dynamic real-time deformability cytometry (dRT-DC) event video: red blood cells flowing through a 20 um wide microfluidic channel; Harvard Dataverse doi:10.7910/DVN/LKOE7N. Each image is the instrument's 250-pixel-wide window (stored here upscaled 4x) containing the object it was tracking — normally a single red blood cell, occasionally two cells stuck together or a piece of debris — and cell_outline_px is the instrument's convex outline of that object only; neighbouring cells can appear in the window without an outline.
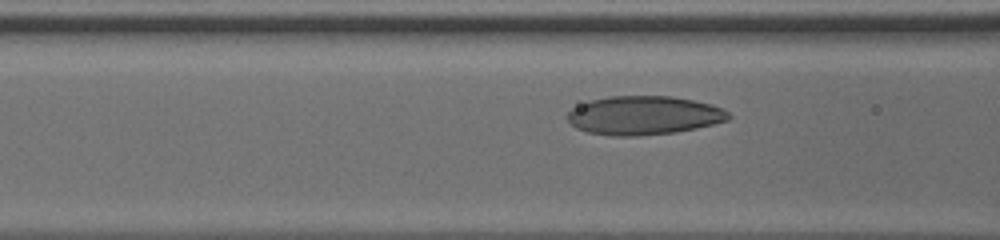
{"species": "human", "species_latin": "Homo sapiens", "temperature_condition": "cold", "stored_images_in_passage": 16, "camera_frame_rate_fps": 3000, "um_per_image_px": 0.085, "donor": {"sex": "male"}, "frame": {"image": 1, "passage_image": 10, "time_ms": 3.0, "image_size_px": [1000, 240], "cell_outline_px": [[732, 116], [728, 120], [696, 128], [672, 132], [636, 136], [612, 136], [588, 132], [576, 128], [568, 120], [568, 112], [572, 108], [588, 100], [608, 96], [672, 96], [712, 104], [728, 112]], "centroid_in_image_um": [54.7, 9.8], "position_along_channel_um": 111.9, "area_um2": 36.3}}
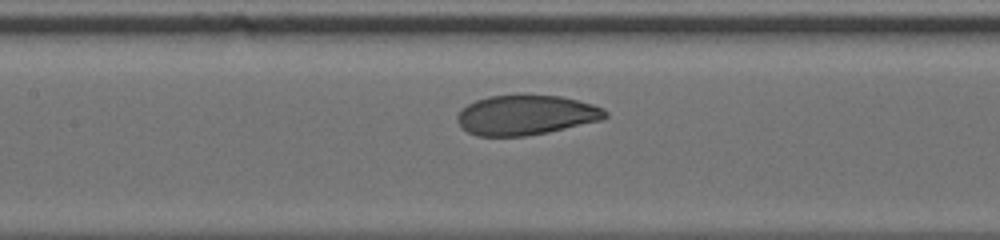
{"frame": {"image": 2, "passage_image": 14, "time_ms": 4.333, "image_size_px": [1000, 240], "cell_outline_px": [[608, 116], [604, 120], [548, 132], [524, 136], [476, 136], [468, 132], [456, 120], [456, 116], [468, 104], [476, 100], [488, 96], [520, 92], [524, 92], [560, 96], [592, 104], [604, 108], [608, 112]], "centroid_in_image_um": [44.74, 9.74], "position_along_channel_um": 162.7, "area_um2": 35.2}}